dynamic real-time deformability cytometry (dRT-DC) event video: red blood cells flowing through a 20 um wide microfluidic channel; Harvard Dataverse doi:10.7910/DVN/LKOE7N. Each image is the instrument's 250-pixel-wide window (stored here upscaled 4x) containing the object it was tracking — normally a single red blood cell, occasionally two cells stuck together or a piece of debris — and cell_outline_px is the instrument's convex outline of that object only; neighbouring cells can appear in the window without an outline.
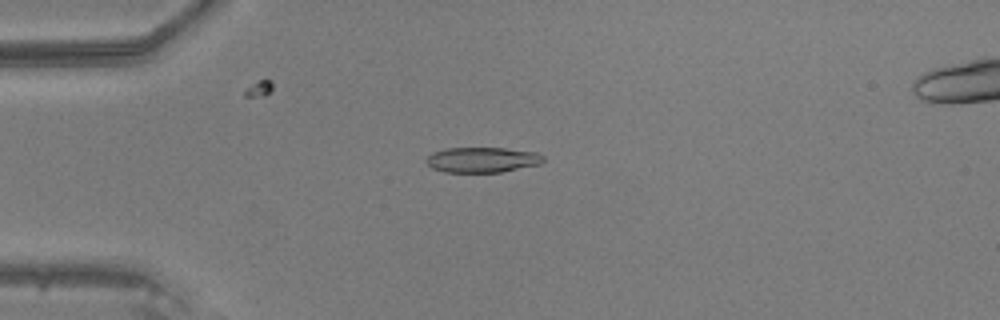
{"species": "common noctule bat (a hibernating species)", "species_latin": "Nyctalus noctula", "temperature_condition": "warm", "stored_images_in_passage": 49, "camera_frame_rate_fps": 3000, "um_per_image_px": 0.085, "animal": {"sex": "male", "body_mass_g": 20.5, "forearm_length_mm": 52.5}, "frame": {"image": 1, "passage_image": 13, "time_ms": 4.0, "image_size_px": [1000, 320], "cell_outline_px": [[544, 160], [540, 164], [500, 172], [444, 172], [432, 168], [424, 160], [432, 152], [444, 148], [504, 148], [536, 152], [544, 156]], "centroid_in_image_um": [40.96, 13.58], "position_along_channel_um": 44.0, "area_um2": 17.28}}
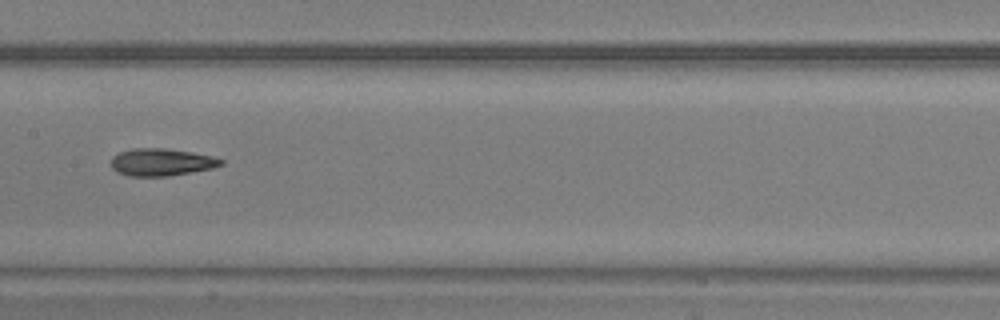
{"frame": {"image": 2, "passage_image": 25, "time_ms": 8.0, "image_size_px": [1000, 320], "cell_outline_px": [[224, 164], [212, 168], [168, 176], [128, 176], [116, 172], [112, 168], [112, 156], [120, 152], [132, 148], [164, 148], [192, 152], [212, 156], [224, 160]], "centroid_in_image_um": [13.71, 13.78], "position_along_channel_um": 193.7, "area_um2": 17.51}}
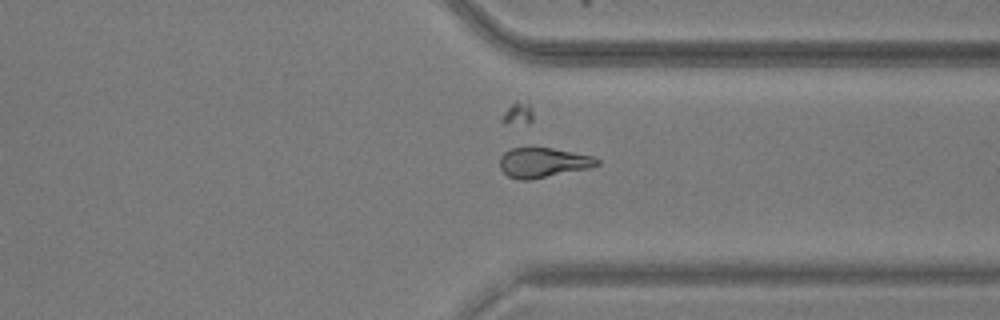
{"frame": {"image": 3, "passage_image": 37, "time_ms": 12.0, "image_size_px": [1000, 320], "cell_outline_px": [[600, 164], [588, 168], [532, 180], [520, 180], [508, 176], [500, 168], [500, 156], [504, 152], [512, 148], [552, 148], [592, 156], [600, 160]], "centroid_in_image_um": [46.15, 13.83], "position_along_channel_um": 365.3, "area_um2": 16.82}}